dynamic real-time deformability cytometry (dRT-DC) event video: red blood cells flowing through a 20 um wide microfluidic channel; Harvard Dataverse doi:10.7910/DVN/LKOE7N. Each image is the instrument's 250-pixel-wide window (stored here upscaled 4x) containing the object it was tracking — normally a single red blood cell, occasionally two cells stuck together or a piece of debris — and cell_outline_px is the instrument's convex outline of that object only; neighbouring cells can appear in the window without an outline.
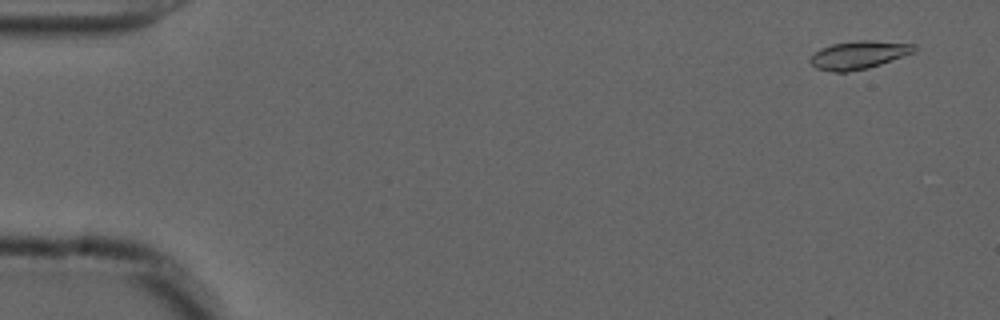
{"species": "common noctule bat (a hibernating species)", "species_latin": "Nyctalus noctula", "temperature_condition": "cold", "stored_images_in_passage": 36, "camera_frame_rate_fps": 3000, "um_per_image_px": 0.085, "animal": {"sex": "male", "forearm_length_mm": 52.5}, "frame": {"image": 1, "passage_image": 3, "time_ms": 0.667, "image_size_px": [1000, 320], "cell_outline_px": [[916, 52], [868, 68], [848, 72], [832, 72], [816, 68], [808, 60], [820, 48], [832, 44], [856, 40], [868, 40], [916, 44]], "centroid_in_image_um": [73.0, 4.67], "position_along_channel_um": 12.0, "area_um2": 17.05}}
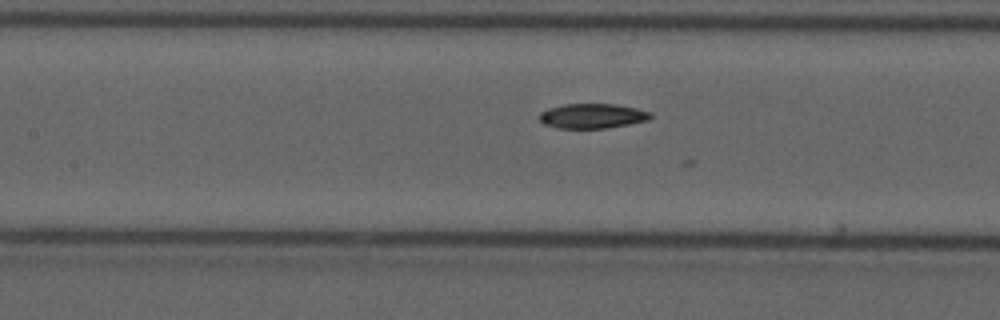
{"frame": {"image": 2, "passage_image": 25, "time_ms": 8.0, "image_size_px": [1000, 320], "cell_outline_px": [[652, 116], [648, 120], [628, 124], [604, 128], [560, 128], [544, 124], [540, 120], [540, 112], [548, 108], [564, 104], [616, 104], [636, 108], [652, 112]], "centroid_in_image_um": [50.36, 9.85], "position_along_channel_um": 157.0, "area_um2": 15.95}}
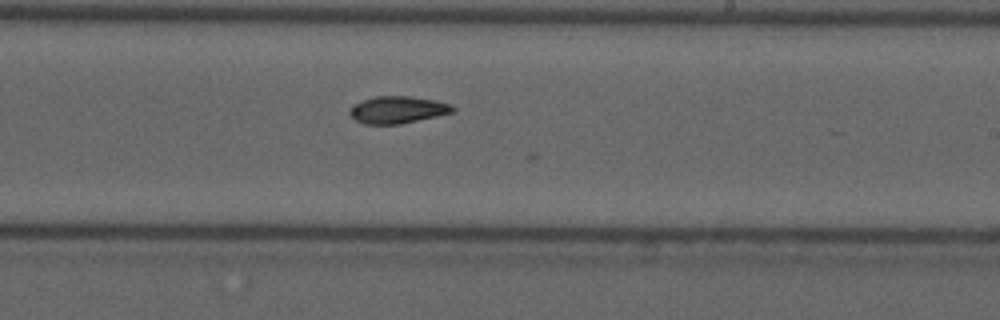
{"frame": {"image": 3, "passage_image": 33, "time_ms": 10.667, "image_size_px": [1000, 320], "cell_outline_px": [[456, 112], [400, 124], [364, 124], [356, 120], [348, 112], [356, 104], [364, 100], [376, 96], [408, 96], [436, 100], [452, 104], [456, 108]], "centroid_in_image_um": [33.87, 9.33], "position_along_channel_um": 255.1, "area_um2": 16.24}}